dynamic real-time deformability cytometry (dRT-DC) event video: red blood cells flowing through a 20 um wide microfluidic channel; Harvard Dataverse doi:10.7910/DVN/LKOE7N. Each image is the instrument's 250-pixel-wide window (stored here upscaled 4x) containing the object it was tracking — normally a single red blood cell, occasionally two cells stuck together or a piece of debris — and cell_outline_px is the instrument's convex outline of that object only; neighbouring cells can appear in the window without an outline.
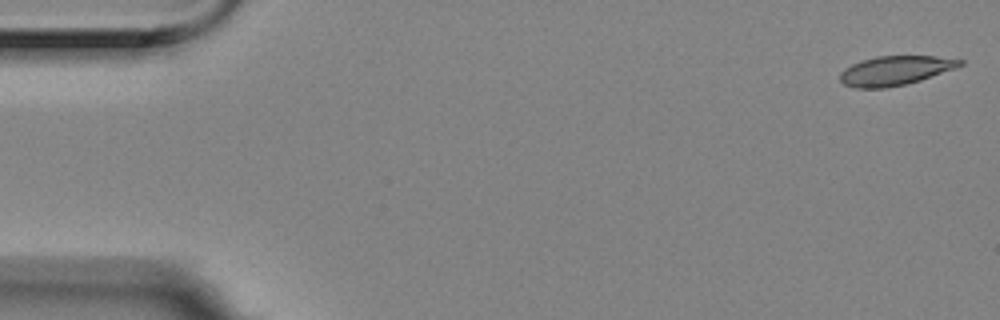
{"species": "Egyptian fruit bat (a non-hibernating species)", "species_latin": "Rousettus aegyptiacus", "temperature_condition": "room temperature", "stored_images_in_passage": 5, "camera_frame_rate_fps": 3000, "um_per_image_px": 0.085, "animal": {"sex": "female"}, "frame": {"image": 1, "passage_image": 1, "time_ms": 0.0, "image_size_px": [1000, 320], "cell_outline_px": [[964, 64], [956, 68], [920, 80], [904, 84], [884, 88], [856, 88], [844, 84], [840, 80], [840, 72], [844, 68], [860, 60], [876, 56], [936, 56], [964, 60]], "centroid_in_image_um": [76.08, 5.99], "position_along_channel_um": 8.9, "area_um2": 20.46}}
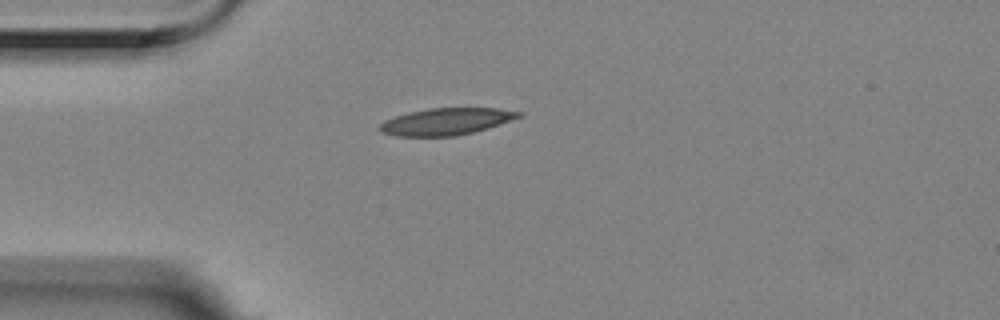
{"frame": {"image": 2, "passage_image": 5, "time_ms": 1.333, "image_size_px": [1000, 320], "cell_outline_px": [[524, 116], [488, 128], [472, 132], [452, 136], [396, 136], [380, 132], [380, 124], [384, 120], [408, 112], [428, 108], [496, 108], [524, 112]], "centroid_in_image_um": [37.95, 10.32], "position_along_channel_um": 47.0, "area_um2": 21.79}}